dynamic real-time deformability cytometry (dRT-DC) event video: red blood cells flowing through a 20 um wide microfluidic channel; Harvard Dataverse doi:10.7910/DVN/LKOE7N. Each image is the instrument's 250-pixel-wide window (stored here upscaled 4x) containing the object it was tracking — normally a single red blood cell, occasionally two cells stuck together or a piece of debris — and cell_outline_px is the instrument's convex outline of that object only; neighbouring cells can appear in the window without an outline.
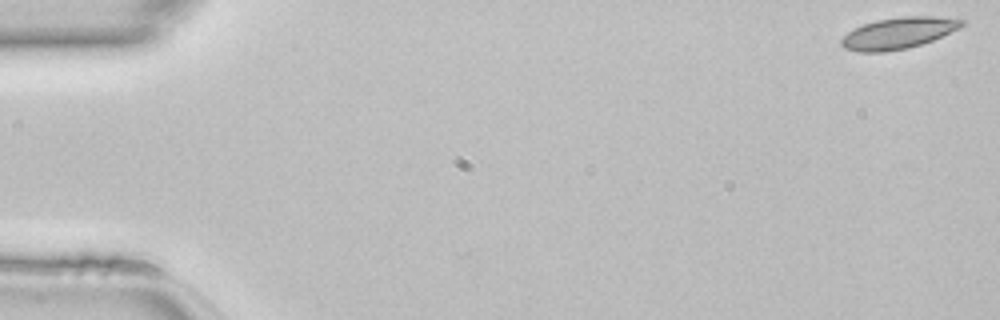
{"species": "common noctule bat (a hibernating species)", "species_latin": "Nyctalus noctula", "temperature_condition": "room temperature", "stored_images_in_passage": 47, "camera_frame_rate_fps": 3000, "um_per_image_px": 0.085, "animal": {"sex": "female", "body_mass_g": 22.7, "forearm_length_mm": 54.2}, "frame": {"image": 1, "passage_image": 1, "time_ms": 0.0, "image_size_px": [1000, 320], "cell_outline_px": [[964, 24], [960, 28], [932, 40], [908, 48], [884, 52], [860, 52], [844, 48], [840, 44], [840, 40], [848, 32], [864, 24], [876, 20], [900, 16], [936, 16], [964, 20]], "centroid_in_image_um": [76.36, 2.81], "position_along_channel_um": 8.6, "area_um2": 21.91}}
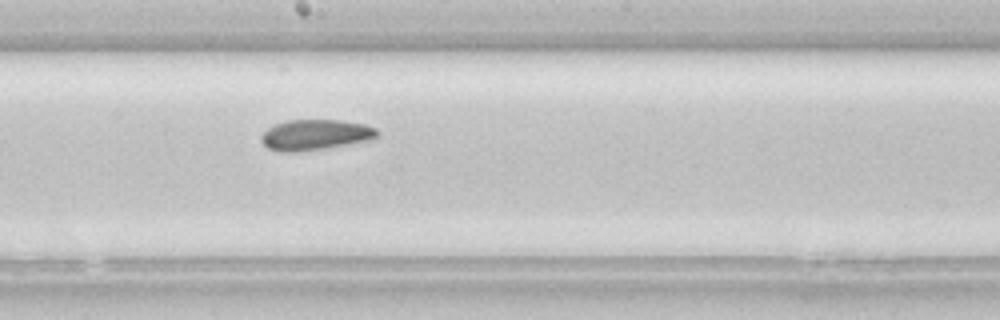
{"frame": {"image": 2, "passage_image": 26, "time_ms": 8.333, "image_size_px": [1000, 320], "cell_outline_px": [[376, 136], [364, 140], [324, 148], [296, 152], [280, 152], [268, 148], [260, 140], [260, 136], [268, 128], [276, 124], [288, 120], [340, 120], [364, 124], [376, 128]], "centroid_in_image_um": [26.71, 11.45], "position_along_channel_um": 221.5, "area_um2": 20.17}}
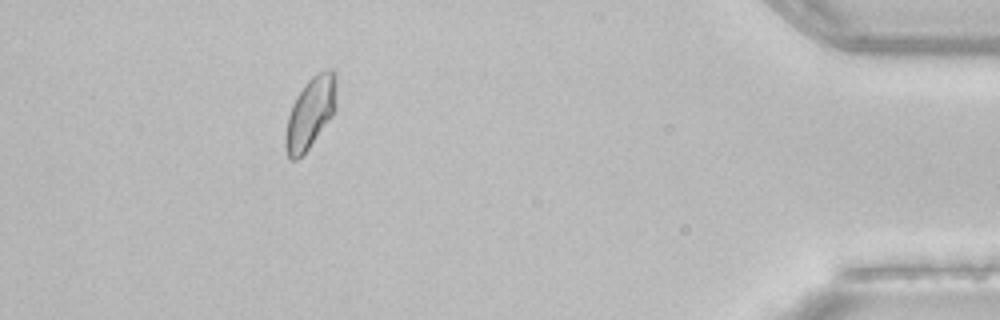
{"frame": {"image": 3, "passage_image": 43, "time_ms": 14.0, "image_size_px": [1000, 320], "cell_outline_px": [[336, 108], [332, 116], [308, 148], [296, 160], [292, 160], [288, 156], [284, 144], [284, 136], [288, 116], [292, 104], [296, 96], [304, 84], [316, 72], [332, 68], [336, 72]], "centroid_in_image_um": [26.38, 9.54], "position_along_channel_um": 408.8, "area_um2": 21.21}}